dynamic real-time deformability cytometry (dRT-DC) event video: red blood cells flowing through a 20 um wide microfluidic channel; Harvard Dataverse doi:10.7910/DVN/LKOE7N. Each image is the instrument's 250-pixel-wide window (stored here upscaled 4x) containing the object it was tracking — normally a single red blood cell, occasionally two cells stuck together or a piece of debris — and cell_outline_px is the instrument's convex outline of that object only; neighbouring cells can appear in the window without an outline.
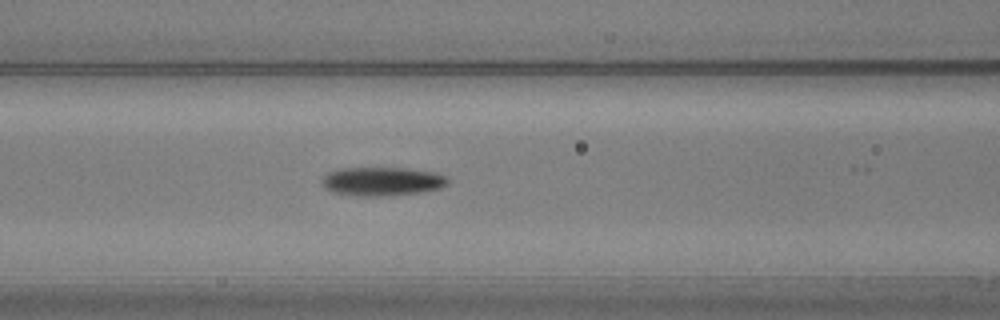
{"species": "common noctule bat (a hibernating species)", "species_latin": "Nyctalus noctula", "temperature_condition": "warm", "stored_images_in_passage": 26, "camera_frame_rate_fps": 3000, "um_per_image_px": 0.085, "animal": {"sex": "male", "body_mass_g": 20.5, "forearm_length_mm": 52.5}, "frame": {"image": 1, "passage_image": 22, "time_ms": 7.0, "image_size_px": [1000, 320], "cell_outline_px": [[448, 184], [440, 188], [416, 192], [372, 196], [360, 196], [336, 192], [324, 188], [320, 180], [328, 172], [340, 168], [404, 168], [436, 172], [448, 176]], "centroid_in_image_um": [32.47, 15.39], "position_along_channel_um": 134.1, "area_um2": 20.81}}
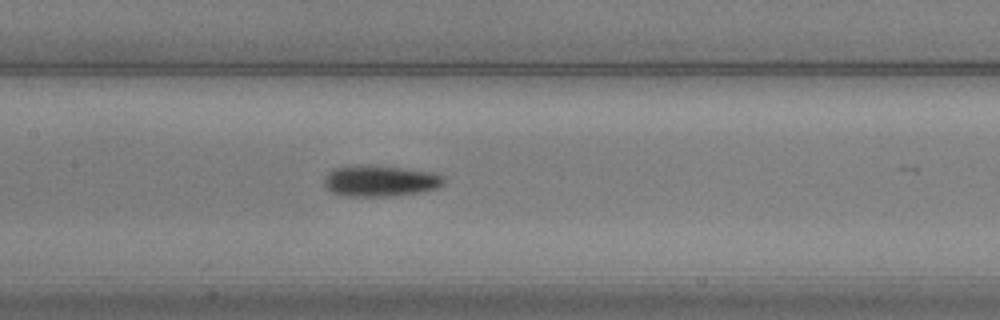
{"frame": {"image": 2, "passage_image": 25, "time_ms": 8.0, "image_size_px": [1000, 320], "cell_outline_px": [[444, 184], [440, 188], [424, 192], [392, 196], [348, 196], [332, 192], [324, 188], [324, 176], [332, 168], [352, 164], [372, 164], [436, 172], [444, 176]], "centroid_in_image_um": [32.32, 15.35], "position_along_channel_um": 175.1, "area_um2": 22.54}}